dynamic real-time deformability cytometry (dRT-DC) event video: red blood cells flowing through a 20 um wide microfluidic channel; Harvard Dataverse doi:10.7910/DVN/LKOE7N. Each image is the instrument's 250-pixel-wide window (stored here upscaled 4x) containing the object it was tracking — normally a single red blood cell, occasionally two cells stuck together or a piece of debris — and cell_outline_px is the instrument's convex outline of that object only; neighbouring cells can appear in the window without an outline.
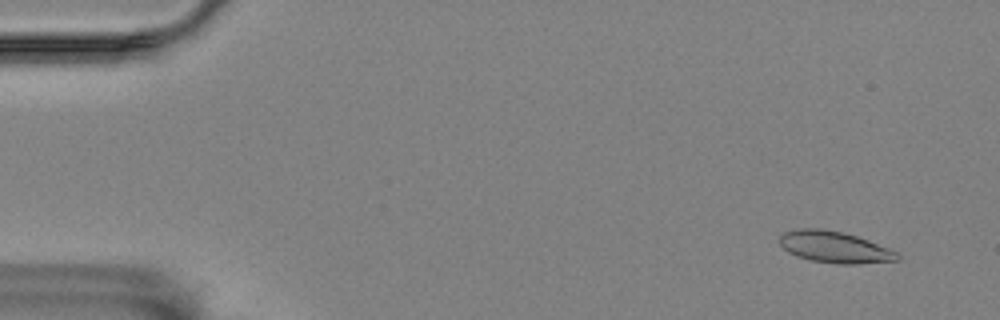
{"species": "Egyptian fruit bat (a non-hibernating species)", "species_latin": "Rousettus aegyptiacus", "temperature_condition": "room temperature", "stored_images_in_passage": 4, "camera_frame_rate_fps": 3000, "um_per_image_px": 0.085, "animal": {"sex": "female"}, "frame": {"image": 1, "passage_image": 1, "time_ms": 0.0, "image_size_px": [1000, 320], "cell_outline_px": [[900, 260], [856, 264], [836, 264], [812, 260], [796, 256], [788, 252], [780, 244], [780, 236], [784, 232], [796, 228], [824, 228], [844, 232], [868, 240], [888, 248], [896, 252], [900, 256]], "centroid_in_image_um": [70.93, 20.99], "position_along_channel_um": 14.1, "area_um2": 21.68}}
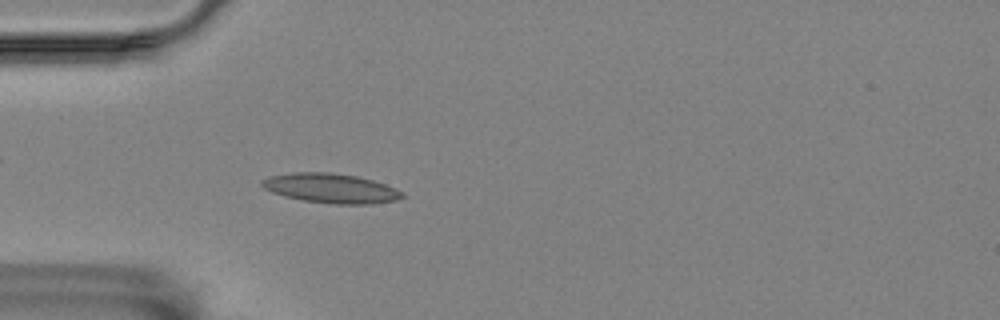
{"frame": {"image": 2, "passage_image": 4, "time_ms": 4.333, "image_size_px": [1000, 320], "cell_outline_px": [[404, 196], [396, 200], [372, 204], [332, 204], [304, 200], [284, 196], [272, 192], [264, 188], [260, 184], [260, 180], [268, 176], [292, 172], [332, 172], [356, 176], [372, 180], [396, 188], [404, 192]], "centroid_in_image_um": [28.1, 15.99], "position_along_channel_um": 56.9, "area_um2": 24.28}}